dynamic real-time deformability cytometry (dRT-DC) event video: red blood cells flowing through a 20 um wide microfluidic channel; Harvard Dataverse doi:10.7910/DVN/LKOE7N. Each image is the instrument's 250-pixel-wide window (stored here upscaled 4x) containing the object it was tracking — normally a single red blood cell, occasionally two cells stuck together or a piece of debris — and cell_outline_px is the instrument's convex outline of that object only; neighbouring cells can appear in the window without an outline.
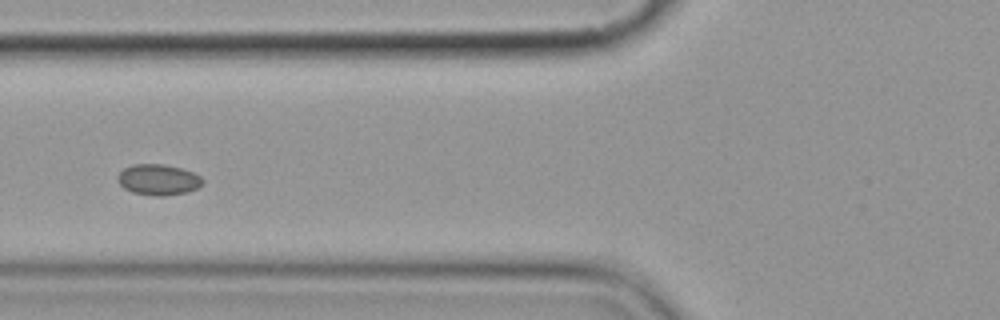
{"species": "common noctule bat (a hibernating species)", "species_latin": "Nyctalus noctula", "temperature_condition": "cold", "stored_images_in_passage": 7, "camera_frame_rate_fps": 3000, "um_per_image_px": 0.085, "animal": {"sex": "female", "body_mass_g": 19.9}, "frame": {"image": 1, "passage_image": 5, "time_ms": 4.667, "image_size_px": [1000, 320], "cell_outline_px": [[204, 180], [196, 188], [188, 192], [164, 196], [156, 196], [132, 192], [124, 188], [116, 180], [116, 176], [124, 168], [132, 164], [164, 164], [180, 168], [192, 172], [200, 176]], "centroid_in_image_um": [13.42, 15.27], "position_along_channel_um": 112.4, "area_um2": 15.26}}
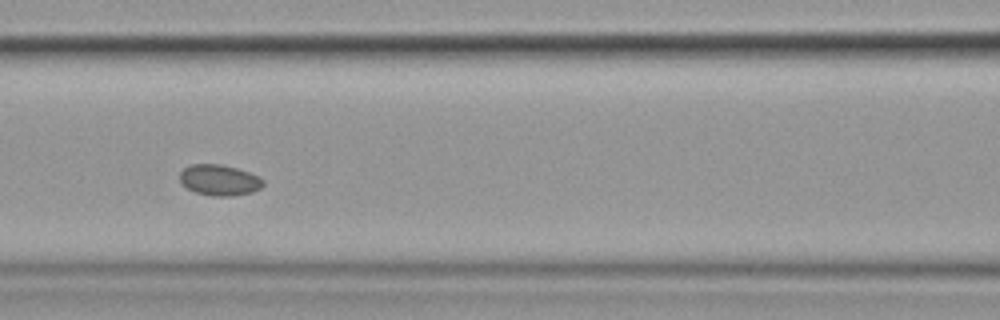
{"frame": {"image": 2, "passage_image": 6, "time_ms": 5.667, "image_size_px": [1000, 320], "cell_outline_px": [[264, 184], [260, 188], [252, 192], [232, 196], [212, 196], [196, 192], [188, 188], [180, 180], [180, 172], [184, 168], [192, 164], [220, 164], [236, 168], [260, 176], [264, 180]], "centroid_in_image_um": [18.67, 15.3], "position_along_channel_um": 147.9, "area_um2": 14.91}}
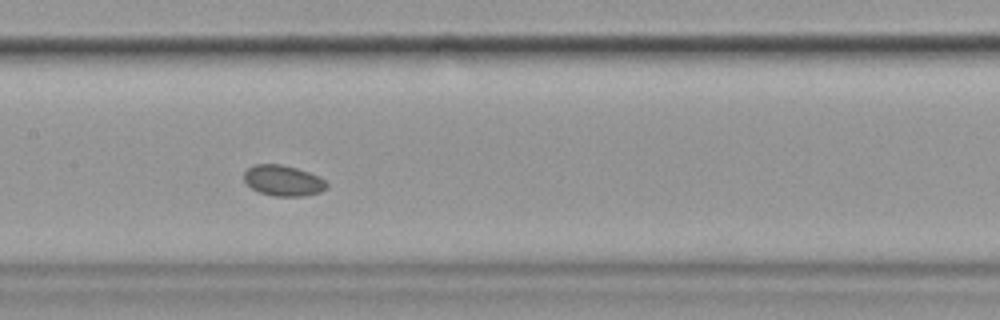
{"frame": {"image": 3, "passage_image": 7, "time_ms": 6.667, "image_size_px": [1000, 320], "cell_outline_px": [[328, 188], [320, 192], [304, 196], [272, 196], [260, 192], [252, 188], [244, 180], [244, 172], [248, 168], [256, 164], [280, 164], [296, 168], [320, 176], [328, 184]], "centroid_in_image_um": [24.09, 15.35], "position_along_channel_um": 183.3, "area_um2": 14.8}}